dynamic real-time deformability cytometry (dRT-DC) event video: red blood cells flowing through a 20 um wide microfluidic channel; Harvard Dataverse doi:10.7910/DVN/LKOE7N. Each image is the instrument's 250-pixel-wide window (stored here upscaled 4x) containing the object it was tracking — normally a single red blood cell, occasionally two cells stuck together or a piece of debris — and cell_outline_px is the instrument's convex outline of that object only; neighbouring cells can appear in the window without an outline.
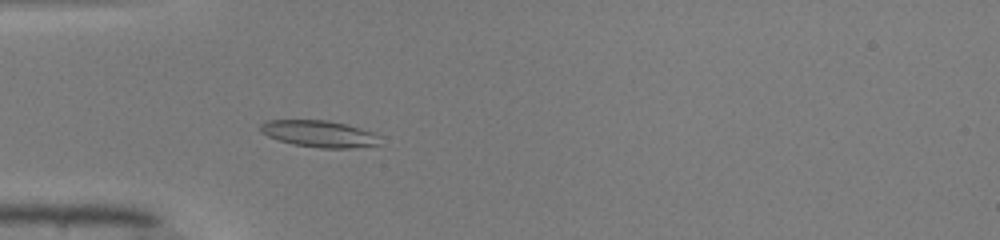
{"species": "common noctule bat (a hibernating species)", "species_latin": "Nyctalus noctula", "temperature_condition": "warm", "stored_images_in_passage": 35, "camera_frame_rate_fps": 3000, "um_per_image_px": 0.085, "animal": {"sex": "male", "body_mass_g": 19.0, "forearm_length_mm": 50.8}, "frame": {"image": 1, "passage_image": 1, "time_ms": 0.0, "image_size_px": [1000, 240], "cell_outline_px": [[380, 144], [352, 148], [320, 148], [292, 144], [268, 136], [260, 132], [260, 124], [264, 120], [328, 120], [348, 124], [372, 132], [380, 136]], "centroid_in_image_um": [27.13, 11.36], "position_along_channel_um": 57.9, "area_um2": 18.73}}
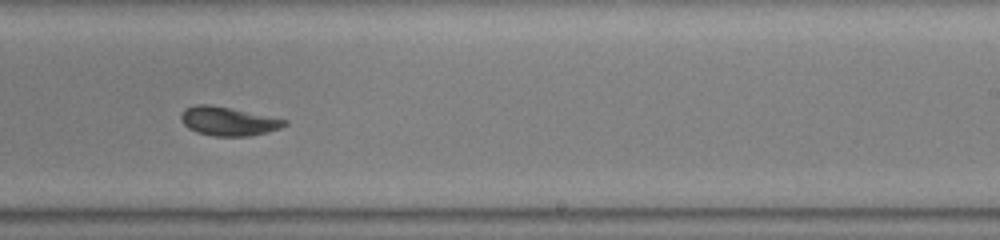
{"frame": {"image": 2, "passage_image": 17, "time_ms": 5.333, "image_size_px": [1000, 240], "cell_outline_px": [[288, 124], [280, 128], [268, 132], [248, 136], [212, 136], [196, 132], [188, 128], [184, 124], [180, 116], [184, 108], [196, 104], [208, 104], [288, 120]], "centroid_in_image_um": [19.38, 10.31], "position_along_channel_um": 269.6, "area_um2": 17.22}}
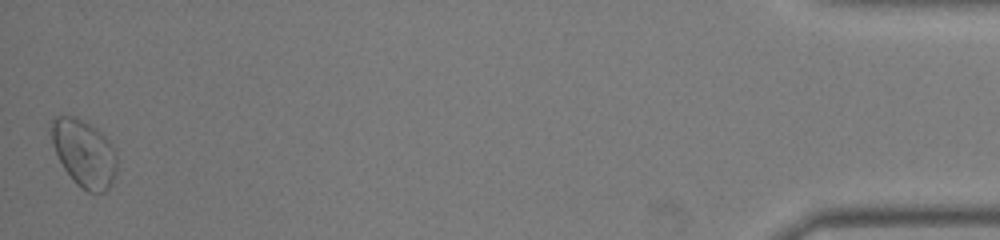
{"frame": {"image": 3, "passage_image": 35, "time_ms": 11.333, "image_size_px": [1000, 240], "cell_outline_px": [[116, 172], [112, 184], [104, 192], [88, 192], [76, 184], [72, 180], [64, 168], [52, 144], [52, 120], [56, 116], [76, 116], [96, 128], [108, 140], [116, 156]], "centroid_in_image_um": [7.15, 13.04], "position_along_channel_um": 428.1, "area_um2": 25.37}, "authors_computed_cell_mechanics": {"area_um2": 17.7446, "velocity_mm_per_s": 4.0868, "shape_relaxation_time_tau1_ms": 4.8622, "shape_relaxation_time_tau2_ms": 2.8036, "deformation_change_tau1": 0.1487, "deformation_change_tau2": 0.0659}}